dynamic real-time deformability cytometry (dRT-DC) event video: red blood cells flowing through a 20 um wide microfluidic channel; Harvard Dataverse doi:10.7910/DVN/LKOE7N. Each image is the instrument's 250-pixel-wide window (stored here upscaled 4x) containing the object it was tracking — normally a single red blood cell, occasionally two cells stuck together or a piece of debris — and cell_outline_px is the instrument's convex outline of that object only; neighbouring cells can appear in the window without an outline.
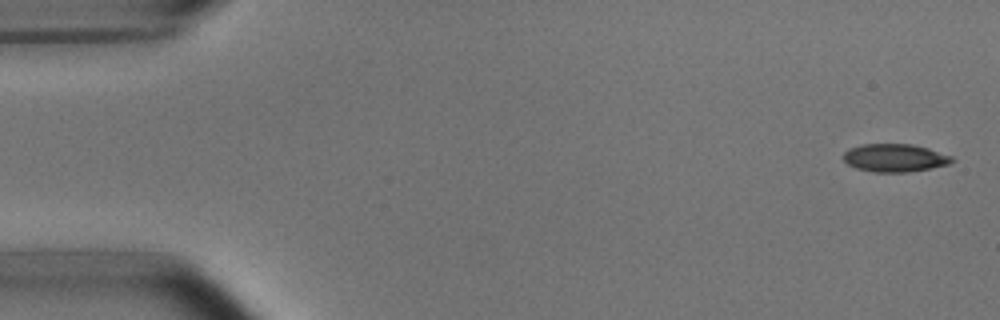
{"species": "common noctule bat (a hibernating species)", "species_latin": "Nyctalus noctula", "temperature_condition": "room temperature", "stored_images_in_passage": 4, "camera_frame_rate_fps": 3000, "um_per_image_px": 0.085, "animal": {"sex": "male", "body_mass_g": 15.6}, "frame": {"image": 1, "passage_image": 1, "time_ms": 0.0, "image_size_px": [1000, 320], "cell_outline_px": [[956, 160], [948, 164], [908, 172], [872, 172], [856, 168], [848, 164], [844, 160], [844, 152], [848, 148], [864, 144], [912, 144], [928, 148], [952, 156]], "centroid_in_image_um": [76.05, 13.41], "position_along_channel_um": 9.0, "area_um2": 17.63}}
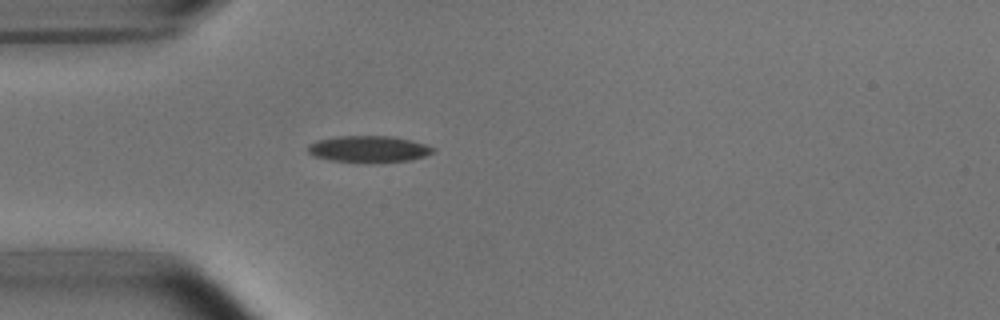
{"frame": {"image": 2, "passage_image": 4, "time_ms": 1.0, "image_size_px": [1000, 320], "cell_outline_px": [[436, 148], [432, 152], [424, 156], [412, 160], [332, 160], [312, 156], [308, 152], [308, 144], [316, 140], [340, 136], [392, 136], [424, 144]], "centroid_in_image_um": [31.29, 12.63], "position_along_channel_um": 53.7, "area_um2": 18.44}}